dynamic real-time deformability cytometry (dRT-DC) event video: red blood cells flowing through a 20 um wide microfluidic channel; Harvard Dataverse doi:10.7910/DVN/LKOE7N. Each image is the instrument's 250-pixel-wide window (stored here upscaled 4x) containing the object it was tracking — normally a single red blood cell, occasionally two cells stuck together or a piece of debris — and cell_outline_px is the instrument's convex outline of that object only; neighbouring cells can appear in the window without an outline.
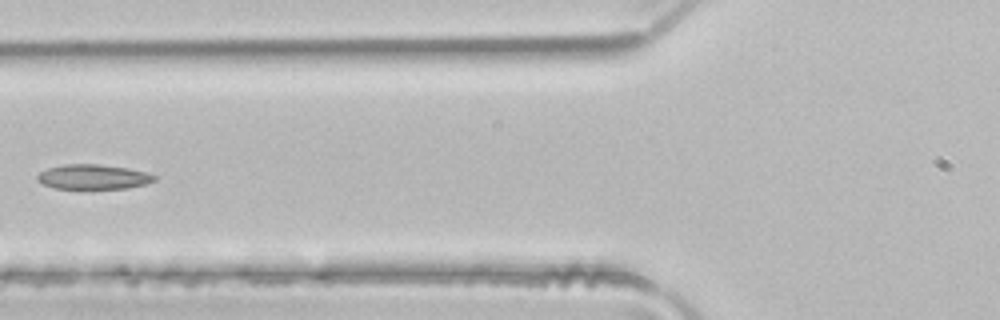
{"species": "common noctule bat (a hibernating species)", "species_latin": "Nyctalus noctula", "temperature_condition": "room temperature", "stored_images_in_passage": 6, "camera_frame_rate_fps": 3000, "um_per_image_px": 0.085, "animal": {"sex": "male", "body_mass_g": 21.5, "forearm_length_mm": 52.0}, "frame": {"image": 1, "passage_image": 6, "time_ms": 1.667, "image_size_px": [1000, 320], "cell_outline_px": [[156, 180], [144, 184], [128, 188], [92, 192], [52, 188], [36, 180], [36, 176], [40, 172], [48, 168], [64, 164], [100, 164], [128, 168], [148, 172], [156, 176]], "centroid_in_image_um": [7.91, 15.09], "position_along_channel_um": 117.9, "area_um2": 17.98}}